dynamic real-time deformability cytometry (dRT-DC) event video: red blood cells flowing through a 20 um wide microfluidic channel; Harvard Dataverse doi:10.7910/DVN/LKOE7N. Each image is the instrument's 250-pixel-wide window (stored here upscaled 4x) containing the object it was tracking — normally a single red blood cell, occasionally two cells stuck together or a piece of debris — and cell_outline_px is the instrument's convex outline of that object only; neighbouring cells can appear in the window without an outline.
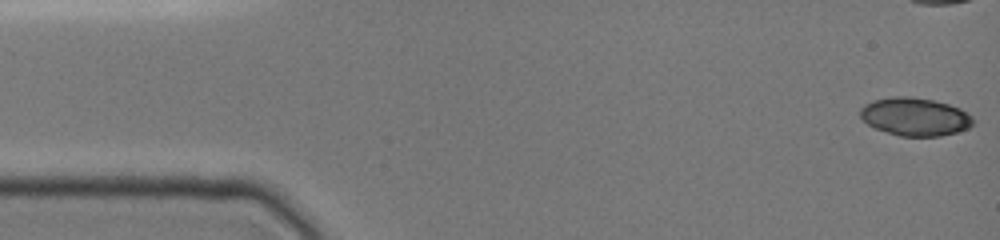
{"species": "common noctule bat (a hibernating species)", "species_latin": "Nyctalus noctula", "temperature_condition": "cold", "stored_images_in_passage": 38, "camera_frame_rate_fps": 3000, "um_per_image_px": 0.085, "animal": {"sex": "female", "body_mass_g": 19.0, "forearm_length_mm": 51.5}, "frame": {"image": 1, "passage_image": 1, "time_ms": 0.0, "image_size_px": [1000, 240], "cell_outline_px": [[976, 120], [968, 128], [956, 132], [940, 136], [900, 136], [876, 128], [868, 124], [860, 116], [860, 108], [864, 104], [872, 100], [892, 96], [908, 96], [932, 100], [948, 104], [960, 108], [968, 112]], "centroid_in_image_um": [77.78, 9.91], "position_along_channel_um": 7.2, "area_um2": 25.09}}
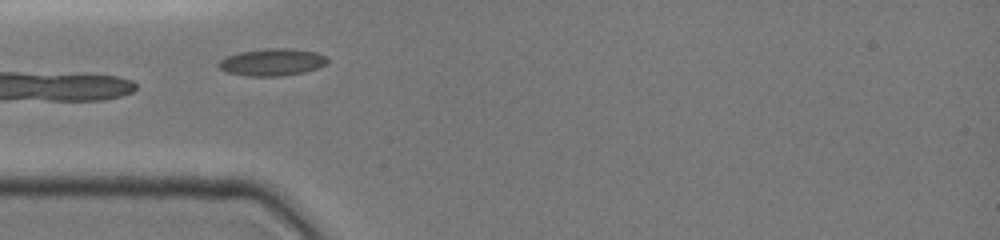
{"frame": {"image": 2, "passage_image": 10, "time_ms": 5.0, "image_size_px": [1000, 240], "cell_outline_px": [[328, 64], [320, 68], [304, 72], [280, 76], [248, 76], [228, 72], [220, 68], [216, 64], [220, 60], [228, 56], [240, 52], [268, 48], [292, 48], [316, 52], [324, 56], [328, 60]], "centroid_in_image_um": [23.17, 5.28], "position_along_channel_um": 61.8, "area_um2": 17.22}}